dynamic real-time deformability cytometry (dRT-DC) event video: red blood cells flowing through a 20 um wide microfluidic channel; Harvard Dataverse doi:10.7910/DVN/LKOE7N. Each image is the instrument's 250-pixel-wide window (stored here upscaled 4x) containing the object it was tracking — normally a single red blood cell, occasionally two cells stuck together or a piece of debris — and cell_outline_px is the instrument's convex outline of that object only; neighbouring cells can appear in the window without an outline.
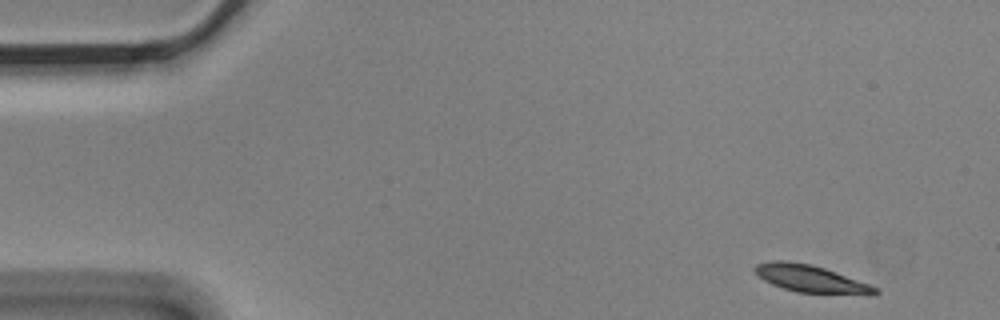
{"species": "Egyptian fruit bat (a non-hibernating species)", "species_latin": "Rousettus aegyptiacus", "temperature_condition": "cold", "stored_images_in_passage": 4, "camera_frame_rate_fps": 3000, "um_per_image_px": 0.085, "animal": {"sex": "male"}, "frame": {"image": 1, "passage_image": 4, "time_ms": 1.0, "image_size_px": [1000, 320], "cell_outline_px": [[880, 292], [872, 296], [796, 292], [772, 284], [764, 280], [752, 268], [756, 264], [772, 260], [784, 260], [812, 264], [824, 268], [868, 284], [876, 288]], "centroid_in_image_um": [68.93, 23.71], "position_along_channel_um": 16.1, "area_um2": 19.19}}